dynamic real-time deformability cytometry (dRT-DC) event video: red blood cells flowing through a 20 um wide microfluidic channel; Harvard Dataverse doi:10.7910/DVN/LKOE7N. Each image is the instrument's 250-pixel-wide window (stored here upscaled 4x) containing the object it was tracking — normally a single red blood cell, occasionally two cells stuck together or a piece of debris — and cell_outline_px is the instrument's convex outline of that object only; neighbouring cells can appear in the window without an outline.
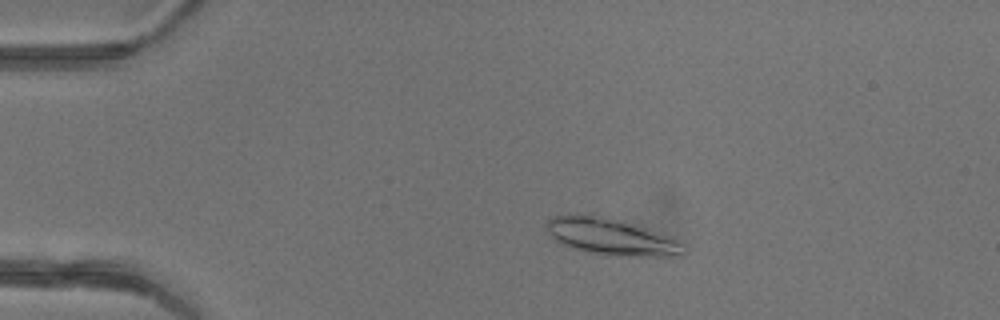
{"species": "common noctule bat (a hibernating species)", "species_latin": "Nyctalus noctula", "temperature_condition": "warm", "stored_images_in_passage": 42, "camera_frame_rate_fps": 3000, "um_per_image_px": 0.085, "animal": {"sex": "female"}, "frame": {"image": 1, "passage_image": 4, "time_ms": 1.0, "image_size_px": [1000, 320], "cell_outline_px": [[684, 256], [608, 256], [588, 252], [572, 248], [560, 244], [548, 232], [548, 216], [588, 212], [596, 212], [684, 244]], "centroid_in_image_um": [51.81, 20.11], "position_along_channel_um": 33.2, "area_um2": 29.07}}
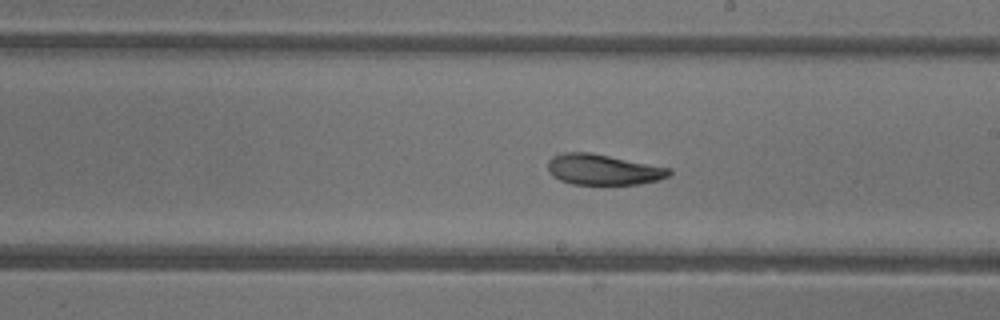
{"frame": {"image": 2, "passage_image": 22, "time_ms": 7.0, "image_size_px": [1000, 320], "cell_outline_px": [[672, 172], [668, 176], [656, 180], [636, 184], [572, 184], [560, 180], [552, 176], [548, 168], [548, 160], [552, 156], [564, 152], [588, 152], [672, 168]], "centroid_in_image_um": [51.24, 14.41], "position_along_channel_um": 237.8, "area_um2": 21.5}}
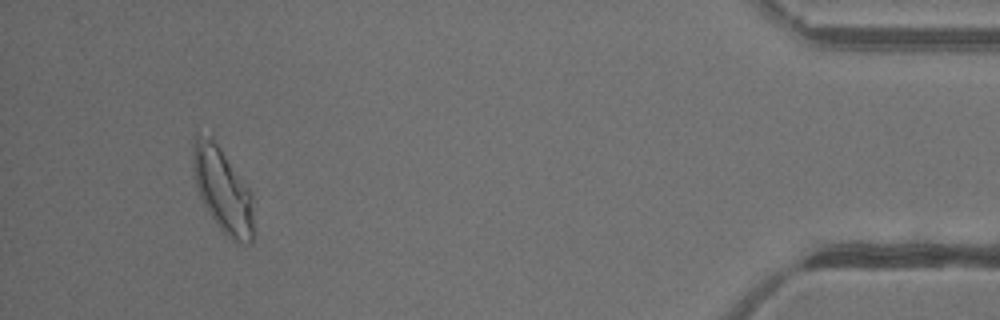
{"frame": {"image": 3, "passage_image": 39, "time_ms": 12.667, "image_size_px": [1000, 320], "cell_outline_px": [[252, 244], [236, 244], [220, 228], [204, 204], [200, 196], [192, 172], [192, 140], [196, 128], [212, 132], [252, 192]], "centroid_in_image_um": [18.88, 15.95], "position_along_channel_um": 416.3, "area_um2": 31.15}, "authors_computed_cell_mechanics": {"area_um2": 24.5361, "velocity_mm_per_s": 4.3407, "shape_relaxation_time_tau1_ms": 5.1067, "shape_relaxation_time_tau2_ms": 2.8738, "deformation_change_tau1": 0.1504, "deformation_change_tau2": 0.0927}}